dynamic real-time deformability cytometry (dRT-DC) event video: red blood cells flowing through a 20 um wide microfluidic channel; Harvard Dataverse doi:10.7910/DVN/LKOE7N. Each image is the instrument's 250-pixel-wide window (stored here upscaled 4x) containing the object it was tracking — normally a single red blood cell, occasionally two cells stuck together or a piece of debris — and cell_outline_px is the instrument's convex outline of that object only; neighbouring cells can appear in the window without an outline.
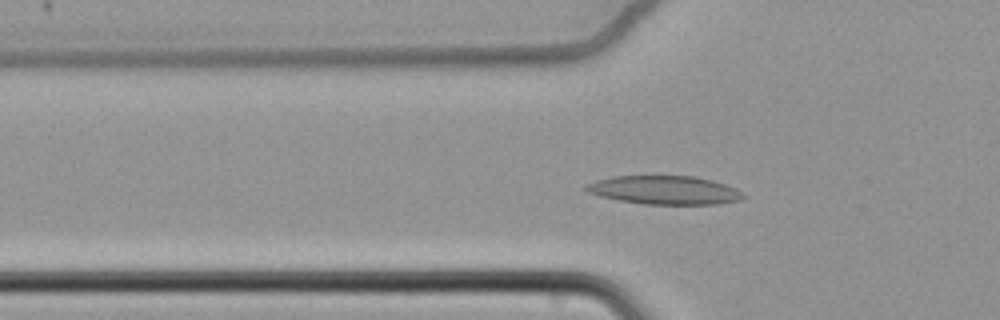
{"species": "common noctule bat (a hibernating species)", "species_latin": "Nyctalus noctula", "temperature_condition": "cold", "stored_images_in_passage": 65, "camera_frame_rate_fps": 3000, "um_per_image_px": 0.085, "animal": {"sex": "female", "body_mass_g": 22.7, "forearm_length_mm": 54.2}, "frame": {"image": 1, "passage_image": 25, "time_ms": 8.0, "image_size_px": [1000, 320], "cell_outline_px": [[748, 196], [740, 200], [716, 204], [644, 204], [620, 200], [600, 196], [588, 192], [584, 188], [584, 184], [596, 180], [612, 176], [696, 176], [712, 180], [724, 184]], "centroid_in_image_um": [56.45, 16.15], "position_along_channel_um": 69.3, "area_um2": 26.07}}
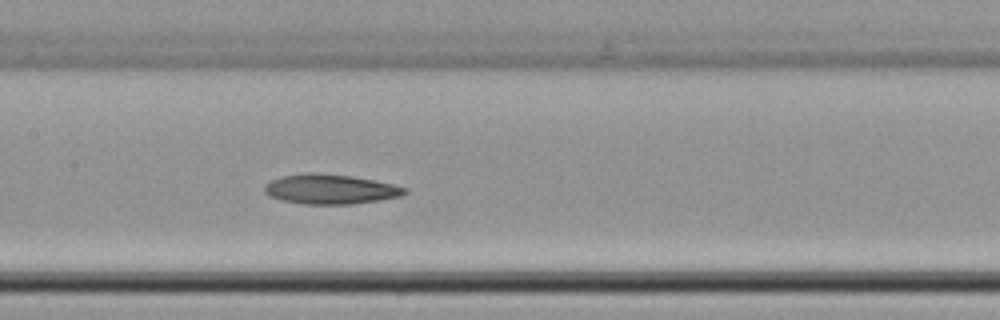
{"frame": {"image": 2, "passage_image": 35, "time_ms": 11.333, "image_size_px": [1000, 320], "cell_outline_px": [[408, 192], [404, 196], [352, 204], [304, 204], [280, 200], [268, 196], [264, 192], [264, 184], [280, 176], [304, 172], [316, 172], [352, 176], [376, 180], [408, 188]], "centroid_in_image_um": [28.07, 16.07], "position_along_channel_um": 179.3, "area_um2": 24.74}}
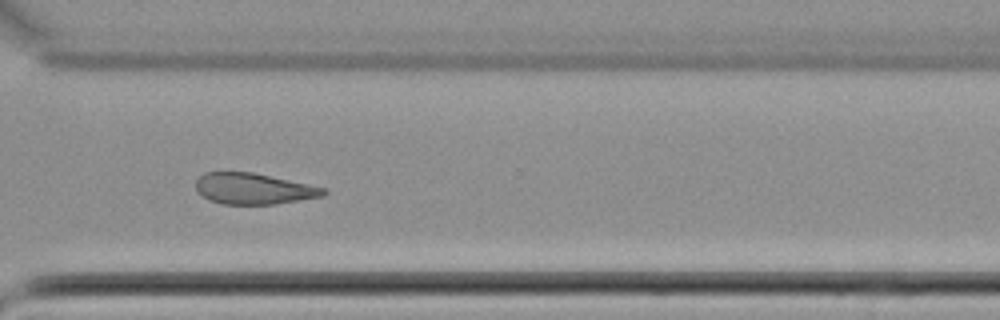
{"frame": {"image": 3, "passage_image": 50, "time_ms": 16.333, "image_size_px": [1000, 320], "cell_outline_px": [[328, 192], [320, 196], [276, 204], [220, 204], [208, 200], [200, 196], [196, 192], [196, 180], [204, 172], [252, 172], [308, 184], [324, 188]], "centroid_in_image_um": [21.47, 16.04], "position_along_channel_um": 349.1, "area_um2": 23.06}, "authors_computed_cell_mechanics": {"area_um2": 25.6632, "velocity_mm_per_s": 3.3893, "shape_relaxation_time_tau1_ms": 5.3202, "shape_relaxation_time_tau2_ms": null, "deformation_change_tau1": 0.0979, "deformation_change_tau2": null}}